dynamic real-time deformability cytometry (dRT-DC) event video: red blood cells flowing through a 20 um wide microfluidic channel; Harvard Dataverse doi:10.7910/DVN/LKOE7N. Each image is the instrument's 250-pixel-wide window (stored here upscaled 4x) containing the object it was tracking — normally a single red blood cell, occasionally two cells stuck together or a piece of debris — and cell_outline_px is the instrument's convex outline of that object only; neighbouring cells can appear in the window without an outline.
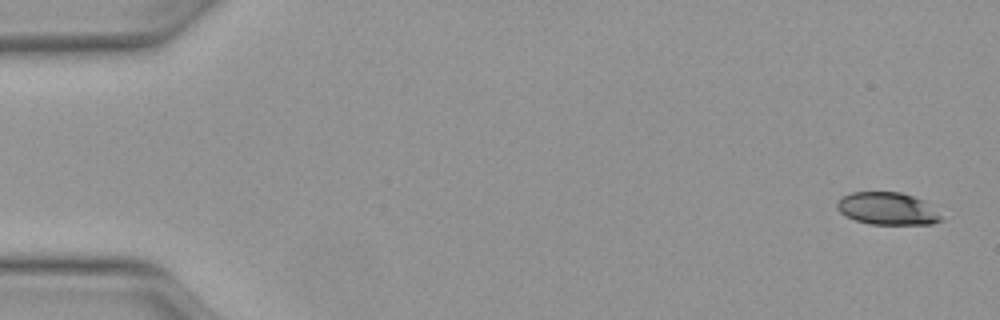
{"species": "Egyptian fruit bat (a non-hibernating species)", "species_latin": "Rousettus aegyptiacus", "temperature_condition": "warm", "stored_images_in_passage": 49, "camera_frame_rate_fps": 3000, "um_per_image_px": 0.085, "animal": {"sex": "female"}, "frame": {"image": 1, "passage_image": 1, "time_ms": 0.0, "image_size_px": [1000, 320], "cell_outline_px": [[944, 220], [932, 224], [868, 224], [856, 220], [840, 212], [836, 208], [836, 200], [840, 196], [852, 192], [900, 192], [924, 200]], "centroid_in_image_um": [75.38, 17.72], "position_along_channel_um": 9.6, "area_um2": 19.65}}
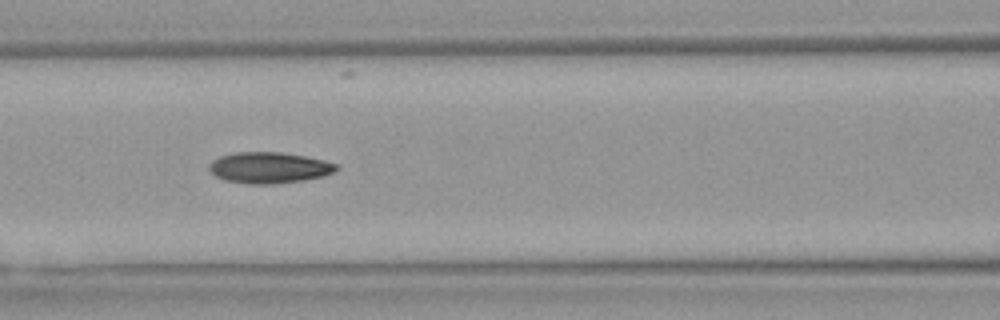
{"frame": {"image": 2, "passage_image": 21, "time_ms": 6.667, "image_size_px": [1000, 320], "cell_outline_px": [[340, 168], [324, 176], [304, 180], [272, 184], [248, 184], [224, 180], [216, 176], [208, 168], [208, 164], [212, 160], [220, 156], [236, 152], [280, 152], [304, 156], [324, 160], [336, 164]], "centroid_in_image_um": [22.86, 14.25], "position_along_channel_um": 143.7, "area_um2": 23.06}}
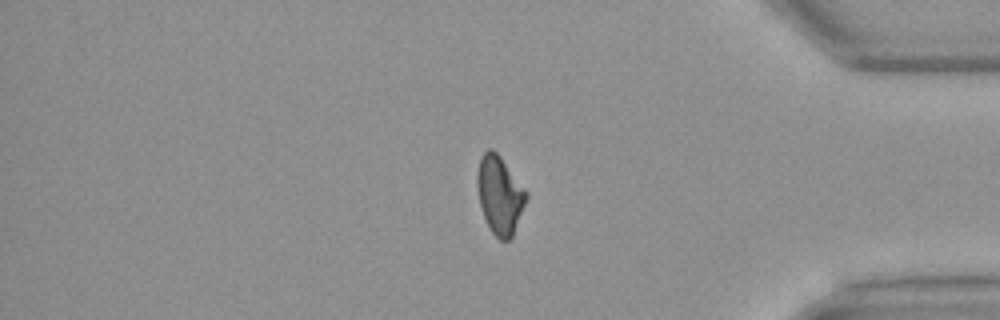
{"frame": {"image": 3, "passage_image": 41, "time_ms": 13.333, "image_size_px": [1000, 320], "cell_outline_px": [[528, 196], [512, 236], [508, 240], [500, 240], [492, 232], [484, 216], [480, 204], [476, 184], [476, 176], [480, 156], [488, 148], [492, 148], [500, 156], [528, 192]], "centroid_in_image_um": [42.46, 16.53], "position_along_channel_um": 392.7, "area_um2": 22.14}, "authors_computed_cell_mechanics": {"area_um2": 22.1374, "velocity_mm_per_s": 4.1224, "shape_relaxation_time_tau1_ms": 11.322, "shape_relaxation_time_tau2_ms": 3.7998, "deformation_change_tau1": 0.2512, "deformation_change_tau2": 0.1157}}